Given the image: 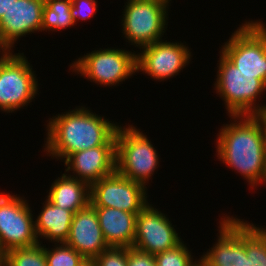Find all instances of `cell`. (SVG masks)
<instances>
[{
  "mask_svg": "<svg viewBox=\"0 0 266 266\" xmlns=\"http://www.w3.org/2000/svg\"><path fill=\"white\" fill-rule=\"evenodd\" d=\"M115 139L116 172L147 187L160 159L151 140L132 124L118 125Z\"/></svg>",
  "mask_w": 266,
  "mask_h": 266,
  "instance_id": "4",
  "label": "cell"
},
{
  "mask_svg": "<svg viewBox=\"0 0 266 266\" xmlns=\"http://www.w3.org/2000/svg\"><path fill=\"white\" fill-rule=\"evenodd\" d=\"M127 266H157L154 255L127 247Z\"/></svg>",
  "mask_w": 266,
  "mask_h": 266,
  "instance_id": "27",
  "label": "cell"
},
{
  "mask_svg": "<svg viewBox=\"0 0 266 266\" xmlns=\"http://www.w3.org/2000/svg\"><path fill=\"white\" fill-rule=\"evenodd\" d=\"M71 5V0H45L41 32H57L76 25L70 14Z\"/></svg>",
  "mask_w": 266,
  "mask_h": 266,
  "instance_id": "20",
  "label": "cell"
},
{
  "mask_svg": "<svg viewBox=\"0 0 266 266\" xmlns=\"http://www.w3.org/2000/svg\"><path fill=\"white\" fill-rule=\"evenodd\" d=\"M150 202L137 214L133 248L157 254L178 245L182 238L171 220Z\"/></svg>",
  "mask_w": 266,
  "mask_h": 266,
  "instance_id": "12",
  "label": "cell"
},
{
  "mask_svg": "<svg viewBox=\"0 0 266 266\" xmlns=\"http://www.w3.org/2000/svg\"><path fill=\"white\" fill-rule=\"evenodd\" d=\"M45 0H16L0 19V51H12L23 36L41 32Z\"/></svg>",
  "mask_w": 266,
  "mask_h": 266,
  "instance_id": "14",
  "label": "cell"
},
{
  "mask_svg": "<svg viewBox=\"0 0 266 266\" xmlns=\"http://www.w3.org/2000/svg\"><path fill=\"white\" fill-rule=\"evenodd\" d=\"M147 190L115 171L90 187V204L138 214L149 203Z\"/></svg>",
  "mask_w": 266,
  "mask_h": 266,
  "instance_id": "11",
  "label": "cell"
},
{
  "mask_svg": "<svg viewBox=\"0 0 266 266\" xmlns=\"http://www.w3.org/2000/svg\"><path fill=\"white\" fill-rule=\"evenodd\" d=\"M27 59L20 51H0V110L3 113H15L39 95L36 71Z\"/></svg>",
  "mask_w": 266,
  "mask_h": 266,
  "instance_id": "5",
  "label": "cell"
},
{
  "mask_svg": "<svg viewBox=\"0 0 266 266\" xmlns=\"http://www.w3.org/2000/svg\"><path fill=\"white\" fill-rule=\"evenodd\" d=\"M194 266H207V265L199 258V260L195 263Z\"/></svg>",
  "mask_w": 266,
  "mask_h": 266,
  "instance_id": "32",
  "label": "cell"
},
{
  "mask_svg": "<svg viewBox=\"0 0 266 266\" xmlns=\"http://www.w3.org/2000/svg\"><path fill=\"white\" fill-rule=\"evenodd\" d=\"M51 184L46 197L59 208L75 214L90 204V186L85 182L63 173Z\"/></svg>",
  "mask_w": 266,
  "mask_h": 266,
  "instance_id": "19",
  "label": "cell"
},
{
  "mask_svg": "<svg viewBox=\"0 0 266 266\" xmlns=\"http://www.w3.org/2000/svg\"><path fill=\"white\" fill-rule=\"evenodd\" d=\"M94 260L97 266H127V247H109Z\"/></svg>",
  "mask_w": 266,
  "mask_h": 266,
  "instance_id": "25",
  "label": "cell"
},
{
  "mask_svg": "<svg viewBox=\"0 0 266 266\" xmlns=\"http://www.w3.org/2000/svg\"><path fill=\"white\" fill-rule=\"evenodd\" d=\"M5 251L3 250L1 244H0V266L3 265L4 262V258H5Z\"/></svg>",
  "mask_w": 266,
  "mask_h": 266,
  "instance_id": "31",
  "label": "cell"
},
{
  "mask_svg": "<svg viewBox=\"0 0 266 266\" xmlns=\"http://www.w3.org/2000/svg\"><path fill=\"white\" fill-rule=\"evenodd\" d=\"M263 139H264V148H265V156H266V131H263Z\"/></svg>",
  "mask_w": 266,
  "mask_h": 266,
  "instance_id": "33",
  "label": "cell"
},
{
  "mask_svg": "<svg viewBox=\"0 0 266 266\" xmlns=\"http://www.w3.org/2000/svg\"><path fill=\"white\" fill-rule=\"evenodd\" d=\"M124 7L121 26L126 42L141 49L163 40L169 23L168 4L158 0H127Z\"/></svg>",
  "mask_w": 266,
  "mask_h": 266,
  "instance_id": "8",
  "label": "cell"
},
{
  "mask_svg": "<svg viewBox=\"0 0 266 266\" xmlns=\"http://www.w3.org/2000/svg\"><path fill=\"white\" fill-rule=\"evenodd\" d=\"M158 1H160V2H163V3H166V4H168V5H170V1H172V0H158Z\"/></svg>",
  "mask_w": 266,
  "mask_h": 266,
  "instance_id": "34",
  "label": "cell"
},
{
  "mask_svg": "<svg viewBox=\"0 0 266 266\" xmlns=\"http://www.w3.org/2000/svg\"><path fill=\"white\" fill-rule=\"evenodd\" d=\"M70 14L75 24L78 20L87 21L97 12V0H71Z\"/></svg>",
  "mask_w": 266,
  "mask_h": 266,
  "instance_id": "26",
  "label": "cell"
},
{
  "mask_svg": "<svg viewBox=\"0 0 266 266\" xmlns=\"http://www.w3.org/2000/svg\"><path fill=\"white\" fill-rule=\"evenodd\" d=\"M41 212L35 219V231L40 241L65 243L70 233V226L74 213L70 210L59 208L48 198L42 203Z\"/></svg>",
  "mask_w": 266,
  "mask_h": 266,
  "instance_id": "18",
  "label": "cell"
},
{
  "mask_svg": "<svg viewBox=\"0 0 266 266\" xmlns=\"http://www.w3.org/2000/svg\"><path fill=\"white\" fill-rule=\"evenodd\" d=\"M219 219L217 241L200 259L207 266H249L245 251V221L227 214Z\"/></svg>",
  "mask_w": 266,
  "mask_h": 266,
  "instance_id": "13",
  "label": "cell"
},
{
  "mask_svg": "<svg viewBox=\"0 0 266 266\" xmlns=\"http://www.w3.org/2000/svg\"><path fill=\"white\" fill-rule=\"evenodd\" d=\"M255 116L259 119L262 125V131H266V104L263 103V106L257 111Z\"/></svg>",
  "mask_w": 266,
  "mask_h": 266,
  "instance_id": "28",
  "label": "cell"
},
{
  "mask_svg": "<svg viewBox=\"0 0 266 266\" xmlns=\"http://www.w3.org/2000/svg\"><path fill=\"white\" fill-rule=\"evenodd\" d=\"M115 157L116 146H97L79 151L63 161L65 173L91 187L103 177L116 171Z\"/></svg>",
  "mask_w": 266,
  "mask_h": 266,
  "instance_id": "15",
  "label": "cell"
},
{
  "mask_svg": "<svg viewBox=\"0 0 266 266\" xmlns=\"http://www.w3.org/2000/svg\"><path fill=\"white\" fill-rule=\"evenodd\" d=\"M245 220V251L249 266H266V228Z\"/></svg>",
  "mask_w": 266,
  "mask_h": 266,
  "instance_id": "21",
  "label": "cell"
},
{
  "mask_svg": "<svg viewBox=\"0 0 266 266\" xmlns=\"http://www.w3.org/2000/svg\"><path fill=\"white\" fill-rule=\"evenodd\" d=\"M184 243L182 240L175 247L155 254L157 266H194L199 259L193 258L191 251Z\"/></svg>",
  "mask_w": 266,
  "mask_h": 266,
  "instance_id": "24",
  "label": "cell"
},
{
  "mask_svg": "<svg viewBox=\"0 0 266 266\" xmlns=\"http://www.w3.org/2000/svg\"><path fill=\"white\" fill-rule=\"evenodd\" d=\"M219 52L239 71L258 75L266 84V24L260 19L240 24Z\"/></svg>",
  "mask_w": 266,
  "mask_h": 266,
  "instance_id": "7",
  "label": "cell"
},
{
  "mask_svg": "<svg viewBox=\"0 0 266 266\" xmlns=\"http://www.w3.org/2000/svg\"><path fill=\"white\" fill-rule=\"evenodd\" d=\"M216 138L218 160L241 174L256 189L266 183V156L262 125L255 115H229ZM255 187V188H254Z\"/></svg>",
  "mask_w": 266,
  "mask_h": 266,
  "instance_id": "2",
  "label": "cell"
},
{
  "mask_svg": "<svg viewBox=\"0 0 266 266\" xmlns=\"http://www.w3.org/2000/svg\"><path fill=\"white\" fill-rule=\"evenodd\" d=\"M79 266H97L94 258H84Z\"/></svg>",
  "mask_w": 266,
  "mask_h": 266,
  "instance_id": "30",
  "label": "cell"
},
{
  "mask_svg": "<svg viewBox=\"0 0 266 266\" xmlns=\"http://www.w3.org/2000/svg\"><path fill=\"white\" fill-rule=\"evenodd\" d=\"M186 42L160 40L149 44L136 53L137 73L142 72L155 81H164L176 77L188 66L192 58Z\"/></svg>",
  "mask_w": 266,
  "mask_h": 266,
  "instance_id": "10",
  "label": "cell"
},
{
  "mask_svg": "<svg viewBox=\"0 0 266 266\" xmlns=\"http://www.w3.org/2000/svg\"><path fill=\"white\" fill-rule=\"evenodd\" d=\"M94 208L103 237L109 247H132L137 214L110 207Z\"/></svg>",
  "mask_w": 266,
  "mask_h": 266,
  "instance_id": "17",
  "label": "cell"
},
{
  "mask_svg": "<svg viewBox=\"0 0 266 266\" xmlns=\"http://www.w3.org/2000/svg\"><path fill=\"white\" fill-rule=\"evenodd\" d=\"M39 242L32 247L6 251L2 266H47L45 246L41 240Z\"/></svg>",
  "mask_w": 266,
  "mask_h": 266,
  "instance_id": "22",
  "label": "cell"
},
{
  "mask_svg": "<svg viewBox=\"0 0 266 266\" xmlns=\"http://www.w3.org/2000/svg\"><path fill=\"white\" fill-rule=\"evenodd\" d=\"M65 243L84 258H95L109 248L103 237L96 210L91 204L73 215Z\"/></svg>",
  "mask_w": 266,
  "mask_h": 266,
  "instance_id": "16",
  "label": "cell"
},
{
  "mask_svg": "<svg viewBox=\"0 0 266 266\" xmlns=\"http://www.w3.org/2000/svg\"><path fill=\"white\" fill-rule=\"evenodd\" d=\"M136 53L115 47L95 49L71 63L69 72L96 85L115 87L137 73Z\"/></svg>",
  "mask_w": 266,
  "mask_h": 266,
  "instance_id": "6",
  "label": "cell"
},
{
  "mask_svg": "<svg viewBox=\"0 0 266 266\" xmlns=\"http://www.w3.org/2000/svg\"><path fill=\"white\" fill-rule=\"evenodd\" d=\"M54 248L46 247L47 266H79L84 257L66 243H55Z\"/></svg>",
  "mask_w": 266,
  "mask_h": 266,
  "instance_id": "23",
  "label": "cell"
},
{
  "mask_svg": "<svg viewBox=\"0 0 266 266\" xmlns=\"http://www.w3.org/2000/svg\"><path fill=\"white\" fill-rule=\"evenodd\" d=\"M27 201L24 196L0 192V244L5 252L40 243L34 213Z\"/></svg>",
  "mask_w": 266,
  "mask_h": 266,
  "instance_id": "9",
  "label": "cell"
},
{
  "mask_svg": "<svg viewBox=\"0 0 266 266\" xmlns=\"http://www.w3.org/2000/svg\"><path fill=\"white\" fill-rule=\"evenodd\" d=\"M44 152L64 161L69 155L97 146H116L119 123L78 106L47 120Z\"/></svg>",
  "mask_w": 266,
  "mask_h": 266,
  "instance_id": "1",
  "label": "cell"
},
{
  "mask_svg": "<svg viewBox=\"0 0 266 266\" xmlns=\"http://www.w3.org/2000/svg\"><path fill=\"white\" fill-rule=\"evenodd\" d=\"M219 54L214 90L224 101L226 113L255 115L263 106L257 100L265 93L266 84L258 79V75L239 71L221 52Z\"/></svg>",
  "mask_w": 266,
  "mask_h": 266,
  "instance_id": "3",
  "label": "cell"
},
{
  "mask_svg": "<svg viewBox=\"0 0 266 266\" xmlns=\"http://www.w3.org/2000/svg\"><path fill=\"white\" fill-rule=\"evenodd\" d=\"M16 0H0V19L4 15L5 12L9 10V8L13 5Z\"/></svg>",
  "mask_w": 266,
  "mask_h": 266,
  "instance_id": "29",
  "label": "cell"
}]
</instances>
